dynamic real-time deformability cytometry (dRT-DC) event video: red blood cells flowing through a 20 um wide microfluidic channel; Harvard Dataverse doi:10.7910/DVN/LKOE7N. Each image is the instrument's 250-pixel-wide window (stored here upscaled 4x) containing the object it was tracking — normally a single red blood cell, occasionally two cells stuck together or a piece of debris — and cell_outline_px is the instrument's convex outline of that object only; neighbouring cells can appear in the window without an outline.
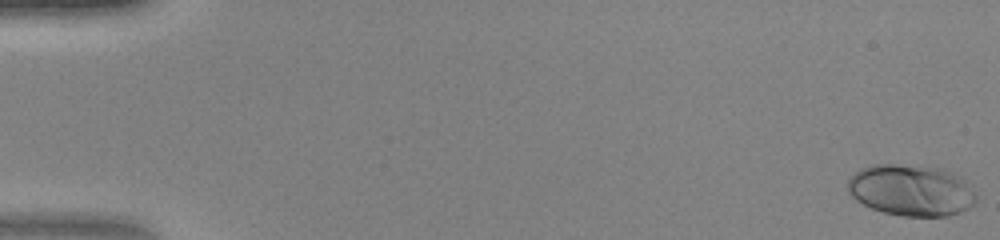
{"species": "human", "species_latin": "Homo sapiens", "temperature_condition": "warm", "stored_images_in_passage": 48, "camera_frame_rate_fps": 3000, "um_per_image_px": 0.085, "donor": {"sex": "female"}, "frame": {"image": 1, "passage_image": 1, "time_ms": 0.0, "image_size_px": [1000, 240], "cell_outline_px": [[976, 204], [960, 212], [948, 216], [900, 216], [884, 212], [872, 208], [856, 200], [848, 192], [848, 176], [860, 168], [872, 164], [892, 164], [944, 168], [960, 176], [964, 180], [976, 196]], "centroid_in_image_um": [77.43, 16.16], "position_along_channel_um": 7.6, "area_um2": 38.67}}
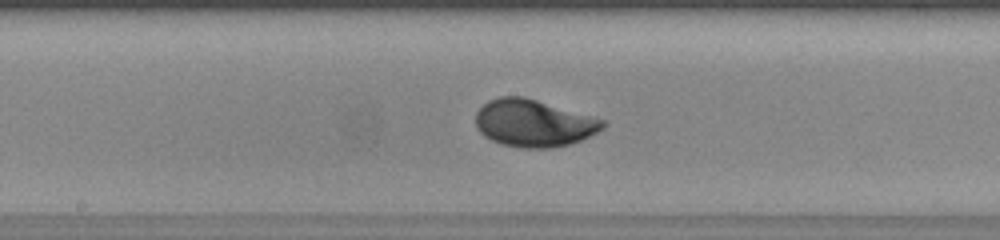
{"frame": {"image": 2, "passage_image": 26, "time_ms": 8.333, "image_size_px": [1000, 240], "cell_outline_px": [[608, 124], [604, 128], [580, 140], [568, 144], [552, 148], [520, 148], [500, 144], [484, 136], [476, 128], [476, 112], [488, 100], [500, 96], [524, 96], [592, 116], [604, 120]], "centroid_in_image_um": [45.34, 10.47], "position_along_channel_um": 202.9, "area_um2": 35.03}}
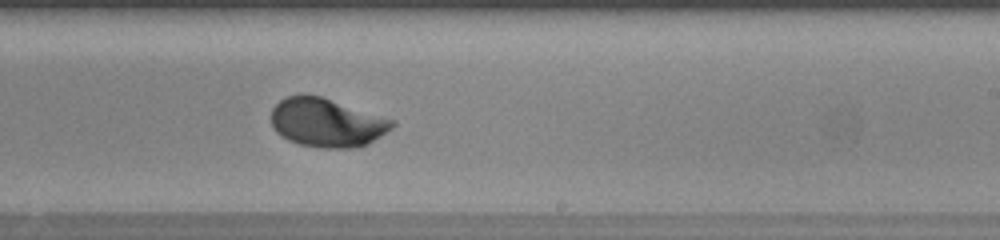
{"frame": {"image": 3, "passage_image": 30, "time_ms": 9.667, "image_size_px": [1000, 240], "cell_outline_px": [[396, 124], [392, 128], [368, 144], [356, 148], [320, 148], [300, 144], [288, 140], [280, 136], [272, 128], [272, 108], [280, 100], [288, 96], [300, 92], [304, 92], [320, 96], [396, 120]], "centroid_in_image_um": [27.76, 10.41], "position_along_channel_um": 261.2, "area_um2": 34.74}}